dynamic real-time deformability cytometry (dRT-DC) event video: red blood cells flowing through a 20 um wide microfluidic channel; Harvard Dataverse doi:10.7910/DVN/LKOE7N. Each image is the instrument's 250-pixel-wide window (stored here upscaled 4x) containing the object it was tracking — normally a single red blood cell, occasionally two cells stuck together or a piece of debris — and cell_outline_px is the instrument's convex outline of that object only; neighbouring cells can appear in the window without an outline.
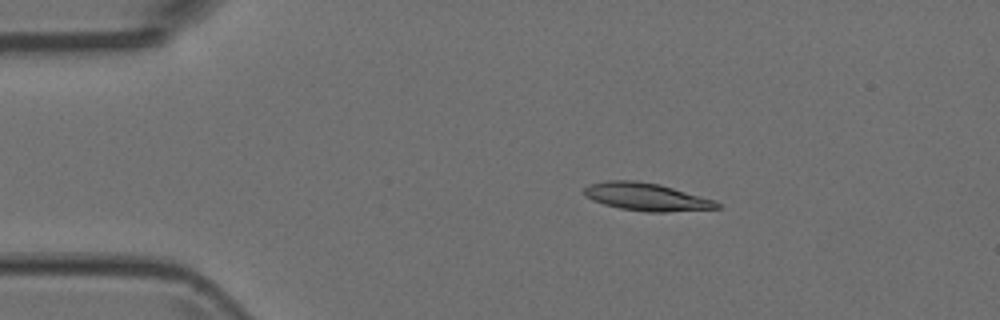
{"species": "Egyptian fruit bat (a non-hibernating species)", "species_latin": "Rousettus aegyptiacus", "temperature_condition": "room temperature", "stored_images_in_passage": 5, "camera_frame_rate_fps": 3000, "um_per_image_px": 0.085, "animal": {"sex": "female"}, "frame": {"image": 1, "passage_image": 3, "time_ms": 0.667, "image_size_px": [1000, 320], "cell_outline_px": [[720, 208], [664, 212], [648, 212], [620, 208], [604, 204], [592, 200], [584, 196], [584, 188], [588, 184], [604, 180], [636, 180], [660, 184], [716, 200], [720, 204]], "centroid_in_image_um": [54.93, 16.72], "position_along_channel_um": 30.1, "area_um2": 21.62}}
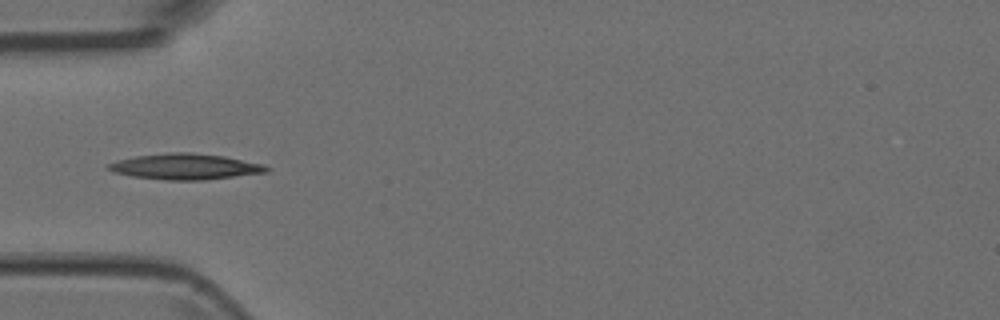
{"frame": {"image": 2, "passage_image": 5, "time_ms": 1.333, "image_size_px": [1000, 320], "cell_outline_px": [[272, 168], [268, 172], [204, 180], [164, 180], [132, 176], [116, 172], [108, 168], [104, 164], [136, 156], [168, 152], [188, 152], [224, 156], [264, 164]], "centroid_in_image_um": [15.79, 14.16], "position_along_channel_um": 69.2, "area_um2": 23.76}}